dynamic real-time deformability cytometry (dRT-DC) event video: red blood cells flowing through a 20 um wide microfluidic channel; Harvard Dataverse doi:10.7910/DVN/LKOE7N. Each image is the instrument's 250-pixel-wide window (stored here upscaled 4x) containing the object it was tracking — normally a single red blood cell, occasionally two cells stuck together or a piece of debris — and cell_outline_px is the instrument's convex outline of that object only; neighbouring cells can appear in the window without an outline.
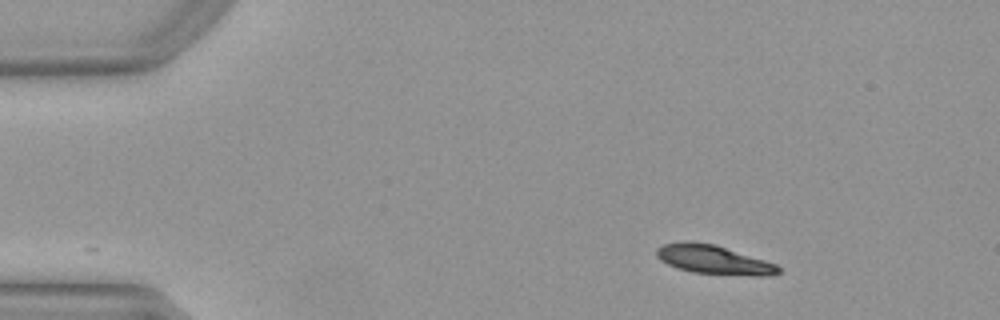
{"species": "Egyptian fruit bat (a non-hibernating species)", "species_latin": "Rousettus aegyptiacus", "temperature_condition": "warm", "stored_images_in_passage": 45, "camera_frame_rate_fps": 3000, "um_per_image_px": 0.085, "animal": {"sex": "female"}, "frame": {"image": 1, "passage_image": 1, "time_ms": 0.0, "image_size_px": [1000, 320], "cell_outline_px": [[780, 272], [768, 276], [752, 276], [692, 272], [676, 268], [660, 260], [656, 256], [656, 248], [664, 244], [684, 240], [688, 240], [716, 244], [776, 264], [780, 268]], "centroid_in_image_um": [60.63, 22.06], "position_along_channel_um": 24.4, "area_um2": 20.75}}
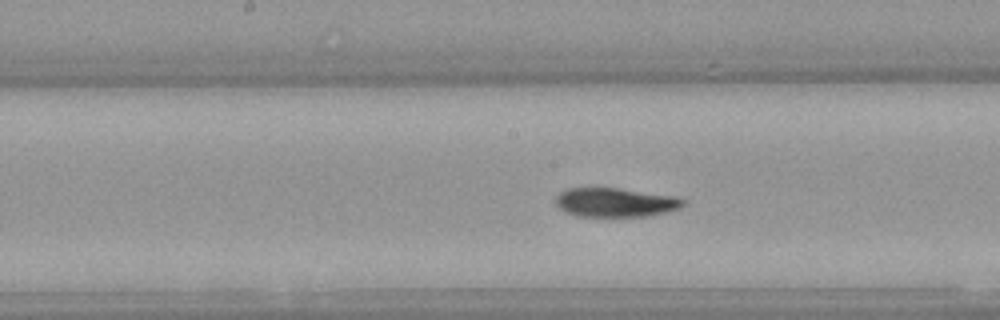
{"frame": {"image": 2, "passage_image": 20, "time_ms": 6.333, "image_size_px": [1000, 320], "cell_outline_px": [[684, 204], [680, 208], [668, 212], [648, 216], [576, 216], [564, 212], [552, 200], [560, 192], [568, 188], [616, 188], [676, 196], [684, 200]], "centroid_in_image_um": [52.27, 17.21], "position_along_channel_um": 195.9, "area_um2": 21.68}}
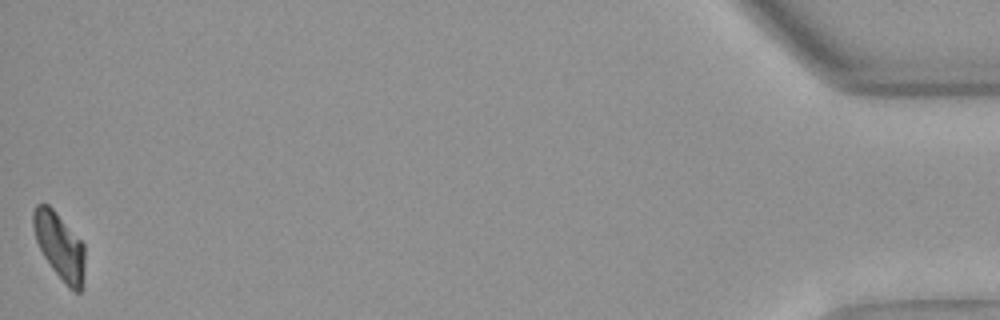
{"frame": {"image": 3, "passage_image": 45, "time_ms": 14.667, "image_size_px": [1000, 320], "cell_outline_px": [[84, 272], [80, 292], [76, 292], [68, 288], [52, 268], [44, 256], [36, 240], [32, 224], [32, 212], [36, 204], [48, 204], [52, 208], [84, 244]], "centroid_in_image_um": [5.05, 20.91], "position_along_channel_um": 430.2, "area_um2": 19.77}, "authors_computed_cell_mechanics": {"area_um2": 21.675, "velocity_mm_per_s": 3.9654, "shape_relaxation_time_tau1_ms": 3.0352, "shape_relaxation_time_tau2_ms": 3.4014, "deformation_change_tau1": 0.1606, "deformation_change_tau2": 0.0884}}